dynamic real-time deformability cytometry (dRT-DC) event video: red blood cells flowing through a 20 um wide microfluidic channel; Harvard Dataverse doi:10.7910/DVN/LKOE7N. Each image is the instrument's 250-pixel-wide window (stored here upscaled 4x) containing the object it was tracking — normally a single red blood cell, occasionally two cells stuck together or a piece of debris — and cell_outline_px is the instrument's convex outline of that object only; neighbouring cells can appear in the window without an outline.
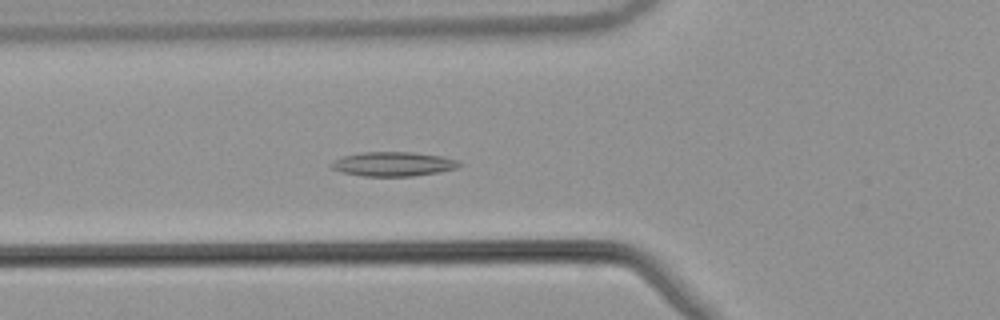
{"species": "common noctule bat (a hibernating species)", "species_latin": "Nyctalus noctula", "temperature_condition": "warm", "stored_images_in_passage": 47, "camera_frame_rate_fps": 3000, "um_per_image_px": 0.085, "animal": {"sex": "male", "body_mass_g": 21.5, "forearm_length_mm": 52.0}, "frame": {"image": 1, "passage_image": 20, "time_ms": 6.333, "image_size_px": [1000, 320], "cell_outline_px": [[464, 164], [456, 168], [440, 172], [412, 176], [364, 176], [340, 172], [332, 168], [328, 164], [344, 156], [364, 152], [412, 152], [444, 156], [456, 160]], "centroid_in_image_um": [33.45, 13.94], "position_along_channel_um": 92.3, "area_um2": 18.15}}
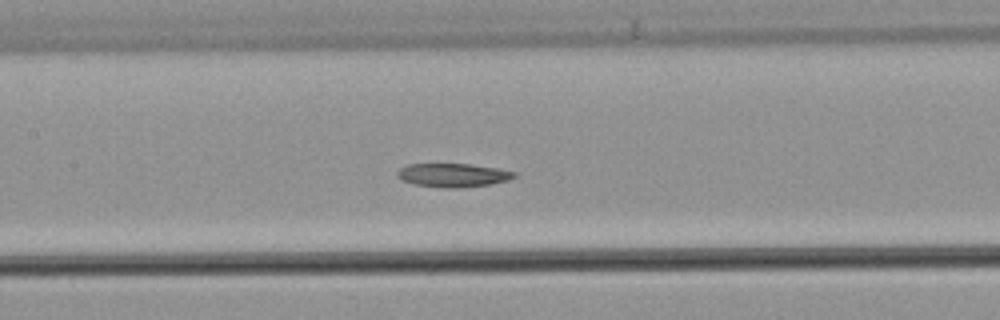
{"frame": {"image": 2, "passage_image": 26, "time_ms": 8.333, "image_size_px": [1000, 320], "cell_outline_px": [[516, 176], [508, 180], [492, 184], [456, 188], [448, 188], [416, 184], [400, 180], [396, 176], [396, 172], [400, 168], [408, 164], [468, 164], [496, 168], [516, 172]], "centroid_in_image_um": [38.48, 14.89], "position_along_channel_um": 168.9, "area_um2": 16.01}}
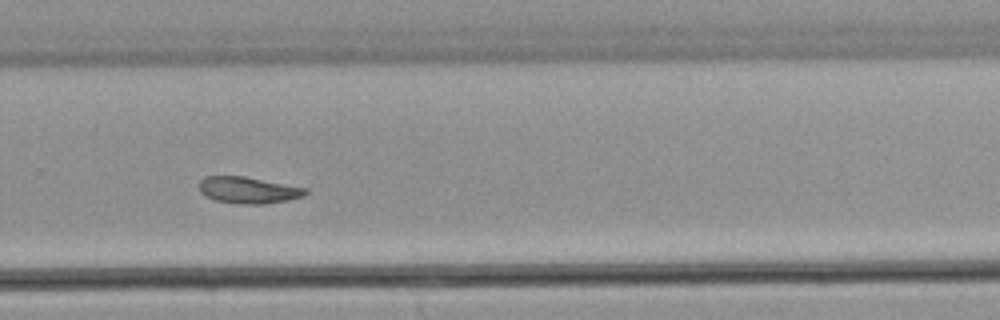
{"frame": {"image": 3, "passage_image": 37, "time_ms": 12.0, "image_size_px": [1000, 320], "cell_outline_px": [[308, 192], [304, 196], [288, 200], [264, 204], [240, 204], [216, 200], [200, 192], [200, 180], [204, 176], [244, 176], [308, 188]], "centroid_in_image_um": [21.14, 16.15], "position_along_channel_um": 308.7, "area_um2": 16.42}, "authors_computed_cell_mechanics": {"area_um2": 18.2648, "velocity_mm_per_s": 3.8229, "shape_relaxation_time_tau1_ms": null, "shape_relaxation_time_tau2_ms": 6.6044, "deformation_change_tau1": null, "deformation_change_tau2": 0.1125}}